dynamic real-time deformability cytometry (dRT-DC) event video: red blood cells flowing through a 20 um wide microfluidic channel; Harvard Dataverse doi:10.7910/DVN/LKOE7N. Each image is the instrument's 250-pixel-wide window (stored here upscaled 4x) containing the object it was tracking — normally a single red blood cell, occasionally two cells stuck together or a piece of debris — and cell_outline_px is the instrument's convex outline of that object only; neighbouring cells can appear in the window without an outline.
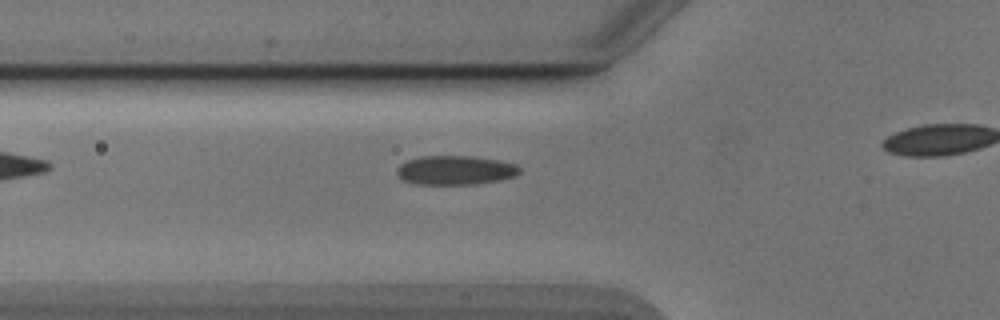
{"species": "Egyptian fruit bat (a non-hibernating species)", "species_latin": "Rousettus aegyptiacus", "temperature_condition": "cold", "stored_images_in_passage": 26, "camera_frame_rate_fps": 3000, "um_per_image_px": 0.085, "animal": {"sex": "male"}, "frame": {"image": 1, "passage_image": 2, "time_ms": 0.333, "image_size_px": [1000, 320], "cell_outline_px": [[520, 172], [516, 176], [500, 180], [476, 184], [412, 184], [404, 180], [396, 172], [396, 168], [400, 164], [408, 160], [420, 156], [472, 156], [496, 160], [516, 164], [520, 168]], "centroid_in_image_um": [38.7, 14.47], "position_along_channel_um": 87.1, "area_um2": 20.87}}
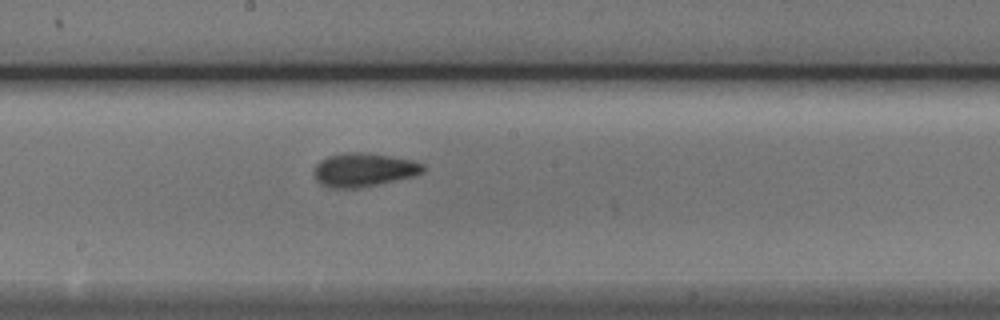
{"frame": {"image": 2, "passage_image": 12, "time_ms": 3.667, "image_size_px": [1000, 320], "cell_outline_px": [[424, 172], [412, 176], [360, 188], [332, 188], [320, 184], [316, 180], [316, 164], [320, 160], [328, 156], [348, 152], [364, 152], [412, 160], [424, 164]], "centroid_in_image_um": [30.91, 14.43], "position_along_channel_um": 217.3, "area_um2": 21.1}}
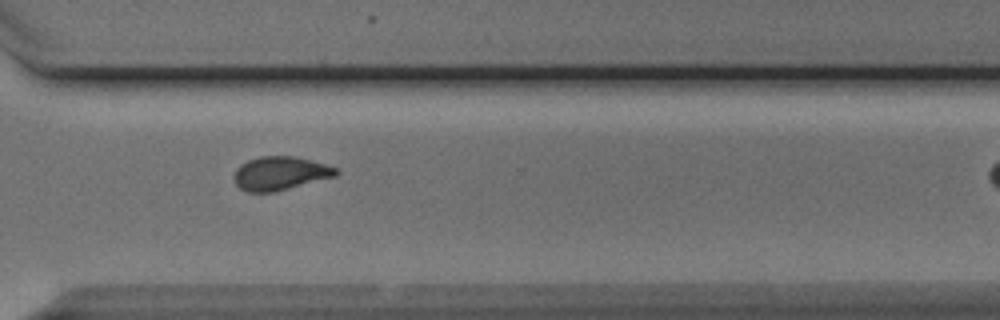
{"frame": {"image": 3, "passage_image": 22, "time_ms": 7.0, "image_size_px": [1000, 320], "cell_outline_px": [[340, 172], [336, 176], [272, 192], [248, 192], [240, 188], [236, 184], [232, 176], [236, 168], [240, 164], [248, 160], [260, 156], [296, 156], [324, 164], [336, 168]], "centroid_in_image_um": [23.77, 14.72], "position_along_channel_um": 346.8, "area_um2": 19.88}}